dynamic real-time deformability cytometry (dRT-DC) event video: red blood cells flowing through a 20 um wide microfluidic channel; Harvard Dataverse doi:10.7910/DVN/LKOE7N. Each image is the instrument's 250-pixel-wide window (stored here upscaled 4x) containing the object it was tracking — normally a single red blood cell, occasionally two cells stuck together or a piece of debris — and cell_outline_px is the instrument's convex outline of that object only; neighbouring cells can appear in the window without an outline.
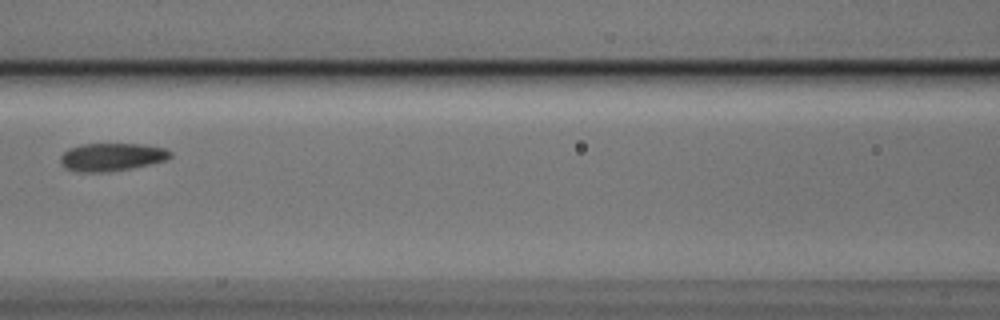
{"species": "Egyptian fruit bat (a non-hibernating species)", "species_latin": "Rousettus aegyptiacus", "temperature_condition": "cold", "stored_images_in_passage": 8, "camera_frame_rate_fps": 3000, "um_per_image_px": 0.085, "animal": {"sex": "male"}, "frame": {"image": 1, "passage_image": 7, "time_ms": 2.0, "image_size_px": [1000, 320], "cell_outline_px": [[172, 156], [168, 160], [132, 168], [104, 172], [76, 172], [64, 168], [60, 164], [60, 156], [68, 148], [84, 144], [144, 144], [164, 148], [172, 152]], "centroid_in_image_um": [9.49, 13.35], "position_along_channel_um": 157.1, "area_um2": 18.09}}
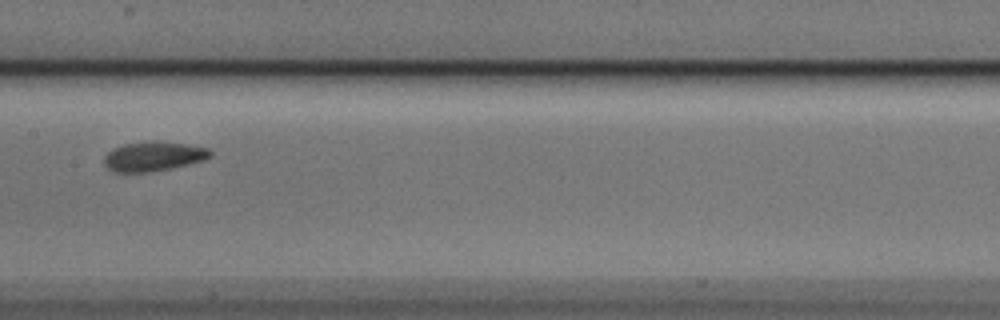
{"frame": {"image": 2, "passage_image": 8, "time_ms": 2.333, "image_size_px": [1000, 320], "cell_outline_px": [[212, 156], [204, 160], [172, 168], [148, 172], [116, 172], [108, 168], [104, 164], [104, 156], [112, 148], [124, 144], [156, 140], [184, 144], [208, 148], [212, 152]], "centroid_in_image_um": [13.04, 13.28], "position_along_channel_um": 194.4, "area_um2": 18.26}}